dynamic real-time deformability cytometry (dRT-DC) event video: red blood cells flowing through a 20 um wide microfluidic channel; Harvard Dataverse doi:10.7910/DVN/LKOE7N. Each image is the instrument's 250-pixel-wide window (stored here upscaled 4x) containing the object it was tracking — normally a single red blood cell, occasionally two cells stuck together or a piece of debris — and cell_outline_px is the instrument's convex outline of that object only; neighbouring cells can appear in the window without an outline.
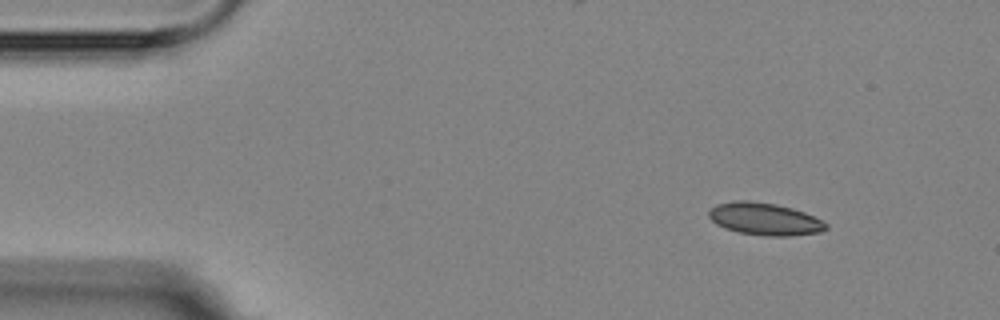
{"species": "Egyptian fruit bat (a non-hibernating species)", "species_latin": "Rousettus aegyptiacus", "temperature_condition": "room temperature", "stored_images_in_passage": 7, "camera_frame_rate_fps": 3000, "um_per_image_px": 0.085, "animal": {"sex": "female"}, "frame": {"image": 1, "passage_image": 1, "time_ms": 0.0, "image_size_px": [1000, 320], "cell_outline_px": [[828, 228], [820, 232], [792, 236], [764, 236], [740, 232], [724, 228], [716, 224], [708, 216], [708, 212], [716, 204], [736, 200], [748, 200], [776, 204], [792, 208], [804, 212], [828, 224]], "centroid_in_image_um": [64.99, 18.61], "position_along_channel_um": 20.0, "area_um2": 22.08}}
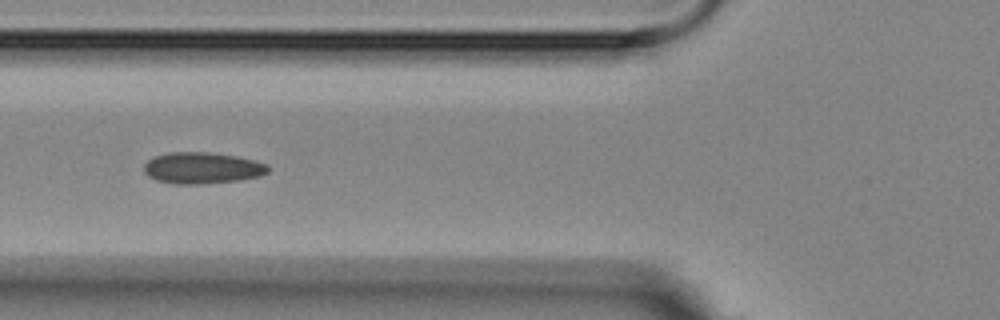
{"frame": {"image": 2, "passage_image": 5, "time_ms": 4.667, "image_size_px": [1000, 320], "cell_outline_px": [[268, 172], [260, 176], [236, 180], [200, 184], [176, 184], [156, 180], [148, 176], [144, 172], [144, 164], [148, 160], [156, 156], [168, 152], [208, 152], [240, 156], [268, 164]], "centroid_in_image_um": [17.18, 14.27], "position_along_channel_um": 108.6, "area_um2": 22.72}}
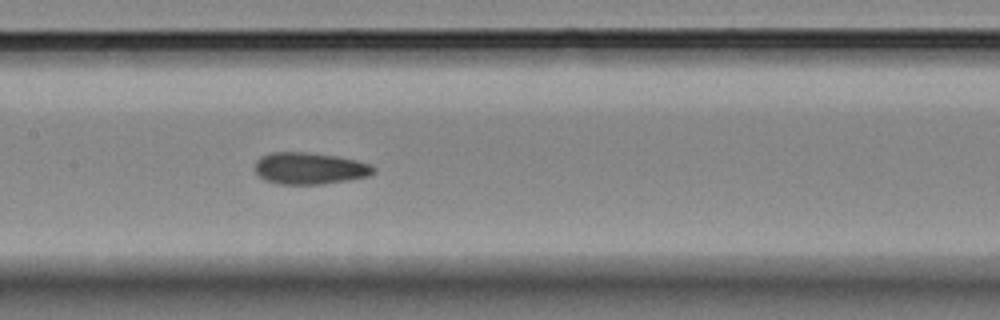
{"frame": {"image": 3, "passage_image": 7, "time_ms": 6.667, "image_size_px": [1000, 320], "cell_outline_px": [[376, 172], [368, 176], [320, 184], [280, 184], [264, 180], [256, 172], [256, 160], [260, 156], [272, 152], [308, 152], [336, 156], [356, 160], [368, 164], [376, 168]], "centroid_in_image_um": [26.3, 14.3], "position_along_channel_um": 181.1, "area_um2": 21.79}}